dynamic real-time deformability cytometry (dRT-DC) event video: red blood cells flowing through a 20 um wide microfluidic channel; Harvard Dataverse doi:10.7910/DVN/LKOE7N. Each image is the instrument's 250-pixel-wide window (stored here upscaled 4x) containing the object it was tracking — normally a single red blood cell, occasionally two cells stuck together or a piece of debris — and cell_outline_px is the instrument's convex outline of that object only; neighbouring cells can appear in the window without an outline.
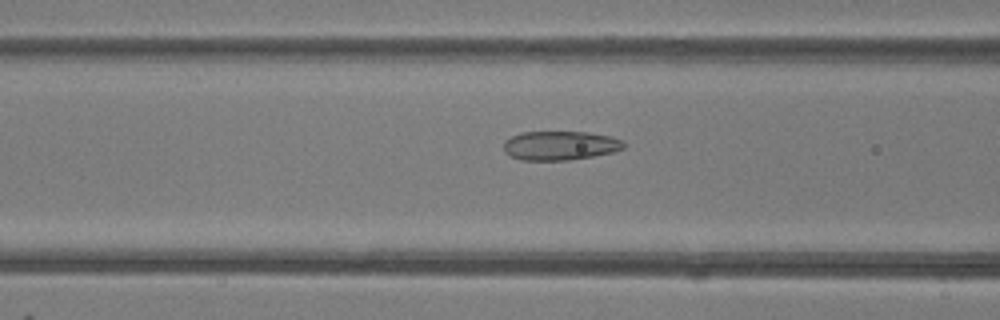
{"species": "common noctule bat (a hibernating species)", "species_latin": "Nyctalus noctula", "temperature_condition": "room temperature", "stored_images_in_passage": 50, "camera_frame_rate_fps": 3000, "um_per_image_px": 0.085, "animal": {"sex": "female"}, "frame": {"image": 1, "passage_image": 20, "time_ms": 6.333, "image_size_px": [1000, 320], "cell_outline_px": [[624, 148], [612, 152], [592, 156], [568, 160], [520, 160], [504, 152], [504, 140], [520, 132], [588, 132], [612, 136], [624, 140]], "centroid_in_image_um": [47.61, 12.36], "position_along_channel_um": 119.0, "area_um2": 20.4}}
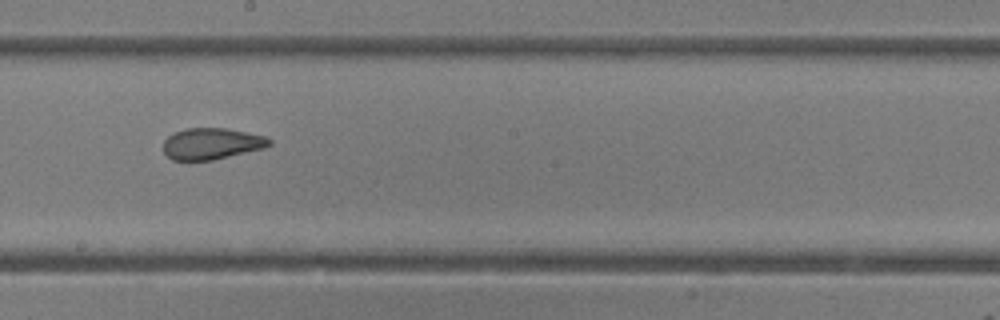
{"frame": {"image": 2, "passage_image": 28, "time_ms": 9.0, "image_size_px": [1000, 320], "cell_outline_px": [[272, 144], [264, 148], [212, 160], [172, 160], [164, 152], [164, 140], [172, 132], [184, 128], [224, 128], [264, 136], [272, 140]], "centroid_in_image_um": [17.96, 12.21], "position_along_channel_um": 230.2, "area_um2": 19.31}}
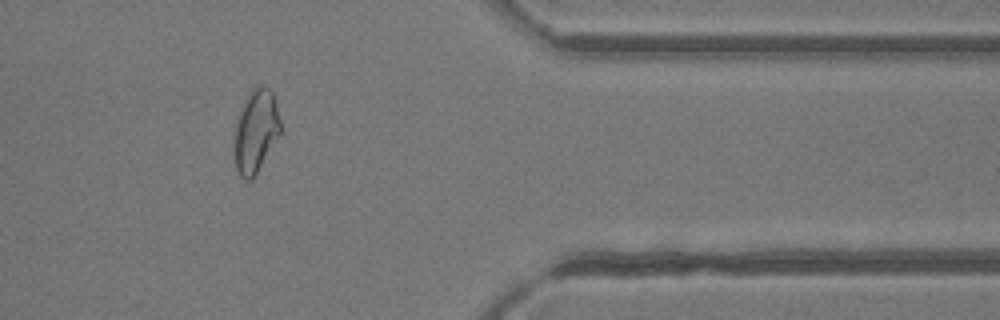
{"frame": {"image": 3, "passage_image": 41, "time_ms": 13.333, "image_size_px": [1000, 320], "cell_outline_px": [[280, 132], [252, 180], [244, 180], [240, 176], [236, 168], [236, 124], [244, 100], [252, 88], [264, 84], [272, 92], [276, 104], [280, 120]], "centroid_in_image_um": [21.75, 11.11], "position_along_channel_um": 389.6, "area_um2": 21.56}, "authors_computed_cell_mechanics": {"area_um2": 23.0333, "velocity_mm_per_s": 4.1687, "shape_relaxation_time_tau1_ms": 8.2025, "shape_relaxation_time_tau2_ms": 1.3967, "deformation_change_tau1": 0.1764, "deformation_change_tau2": 0.0826}}